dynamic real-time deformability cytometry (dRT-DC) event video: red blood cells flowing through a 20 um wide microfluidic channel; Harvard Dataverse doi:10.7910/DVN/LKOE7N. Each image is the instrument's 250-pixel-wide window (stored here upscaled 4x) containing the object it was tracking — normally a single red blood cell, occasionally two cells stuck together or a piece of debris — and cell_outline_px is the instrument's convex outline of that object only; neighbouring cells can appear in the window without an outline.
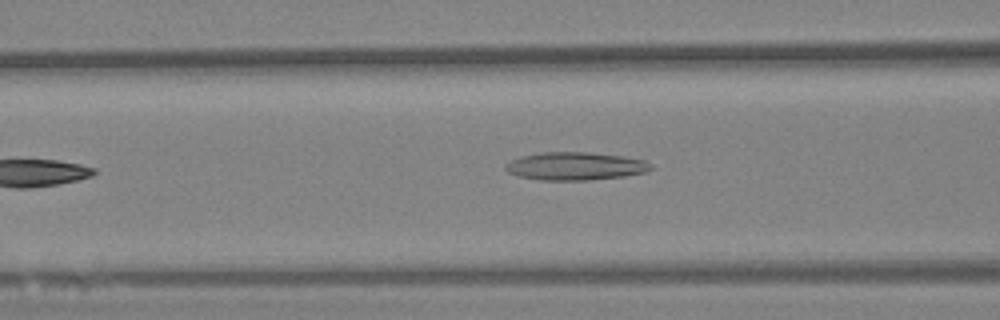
{"species": "Egyptian fruit bat (a non-hibernating species)", "species_latin": "Rousettus aegyptiacus", "temperature_condition": "warm", "stored_images_in_passage": 25, "camera_frame_rate_fps": 3000, "um_per_image_px": 0.085, "animal": {"sex": "female"}, "frame": {"image": 1, "passage_image": 5, "time_ms": 1.333, "image_size_px": [1000, 320], "cell_outline_px": [[652, 168], [644, 172], [624, 176], [592, 180], [540, 180], [516, 176], [508, 172], [504, 168], [504, 164], [520, 156], [544, 152], [588, 152], [620, 156], [644, 160], [652, 164]], "centroid_in_image_um": [48.85, 14.13], "position_along_channel_um": 117.7, "area_um2": 23.7}}
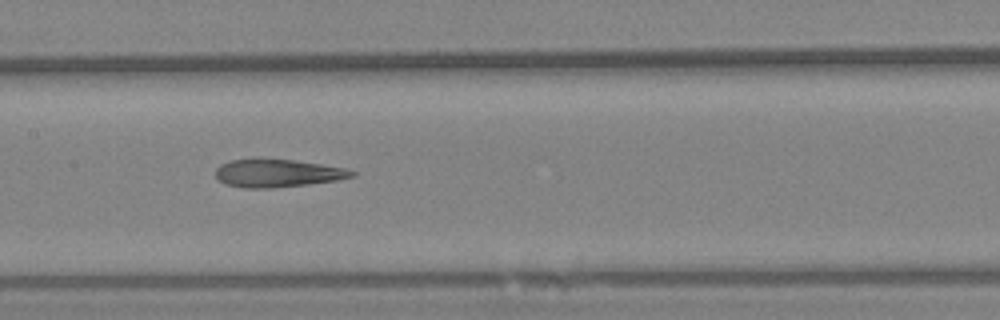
{"frame": {"image": 2, "passage_image": 11, "time_ms": 3.333, "image_size_px": [1000, 320], "cell_outline_px": [[356, 176], [336, 180], [308, 184], [272, 188], [244, 188], [228, 184], [220, 180], [216, 176], [216, 168], [220, 164], [232, 160], [256, 156], [296, 160], [344, 168], [356, 172]], "centroid_in_image_um": [23.56, 14.68], "position_along_channel_um": 183.8, "area_um2": 22.6}}
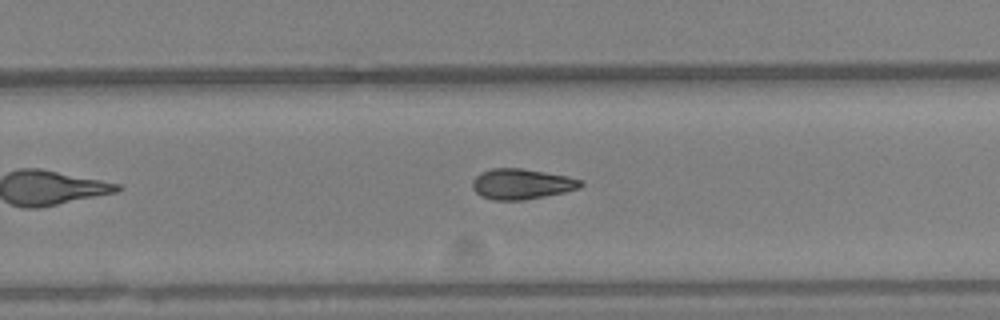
{"frame": {"image": 3, "passage_image": 16, "time_ms": 5.0, "image_size_px": [1000, 320], "cell_outline_px": [[584, 184], [580, 188], [564, 192], [524, 200], [492, 200], [480, 196], [472, 188], [472, 180], [480, 172], [492, 168], [520, 168], [568, 176], [580, 180]], "centroid_in_image_um": [44.3, 15.64], "position_along_channel_um": 285.5, "area_um2": 19.25}}